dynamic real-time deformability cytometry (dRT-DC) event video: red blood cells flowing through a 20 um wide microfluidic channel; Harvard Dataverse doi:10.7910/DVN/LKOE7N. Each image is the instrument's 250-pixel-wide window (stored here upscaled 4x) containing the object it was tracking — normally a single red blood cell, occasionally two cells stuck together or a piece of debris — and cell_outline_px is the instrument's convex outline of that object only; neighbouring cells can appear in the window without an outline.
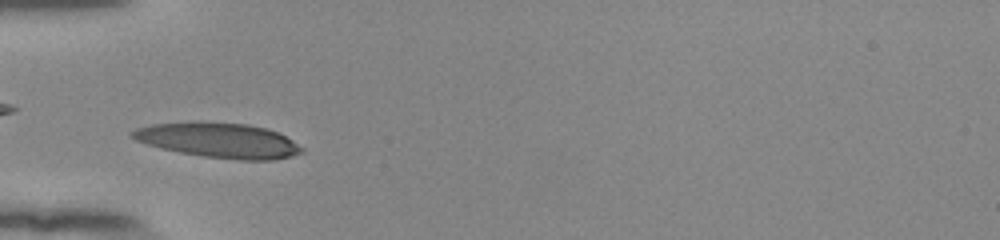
{"species": "human", "species_latin": "Homo sapiens", "temperature_condition": "room temperature", "stored_images_in_passage": 40, "camera_frame_rate_fps": 3000, "um_per_image_px": 0.085, "donor": {"sex": "female"}, "frame": {"image": 1, "passage_image": 7, "time_ms": 2.0, "image_size_px": [1000, 240], "cell_outline_px": [[304, 152], [292, 156], [272, 160], [240, 160], [204, 156], [180, 152], [160, 148], [136, 140], [128, 136], [128, 132], [136, 128], [152, 124], [200, 120], [248, 124], [264, 128], [276, 132], [292, 140], [304, 148]], "centroid_in_image_um": [18.55, 11.9], "position_along_channel_um": 66.5, "area_um2": 34.85}}
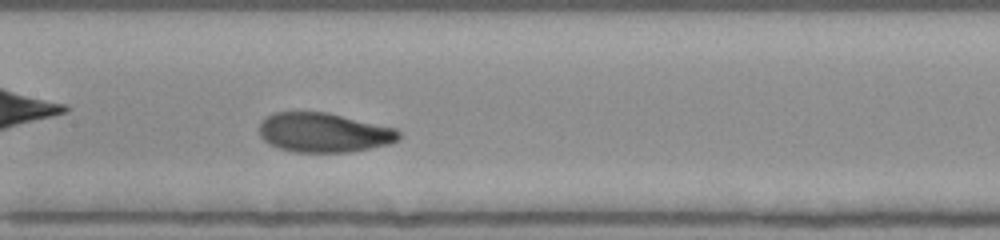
{"frame": {"image": 2, "passage_image": 16, "time_ms": 5.0, "image_size_px": [1000, 240], "cell_outline_px": [[400, 140], [388, 144], [352, 152], [296, 152], [280, 148], [264, 140], [260, 136], [260, 124], [268, 116], [276, 112], [328, 112], [396, 128], [400, 132]], "centroid_in_image_um": [27.57, 11.27], "position_along_channel_um": 179.8, "area_um2": 31.96}}
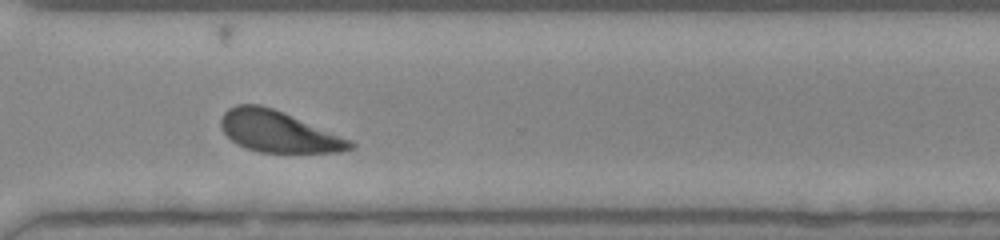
{"frame": {"image": 3, "passage_image": 29, "time_ms": 9.333, "image_size_px": [1000, 240], "cell_outline_px": [[356, 148], [340, 152], [260, 152], [244, 148], [236, 144], [220, 128], [220, 120], [224, 112], [228, 108], [236, 104], [260, 104], [272, 108], [352, 140], [356, 144]], "centroid_in_image_um": [23.65, 11.19], "position_along_channel_um": 347.0, "area_um2": 31.04}, "authors_computed_cell_mechanics": {"area_um2": 31.79, "velocity_mm_per_s": 3.8548, "shape_relaxation_time_tau1_ms": 2.7309, "shape_relaxation_time_tau2_ms": 5.3379, "deformation_change_tau1": 0.1658, "deformation_change_tau2": 0.1173}}